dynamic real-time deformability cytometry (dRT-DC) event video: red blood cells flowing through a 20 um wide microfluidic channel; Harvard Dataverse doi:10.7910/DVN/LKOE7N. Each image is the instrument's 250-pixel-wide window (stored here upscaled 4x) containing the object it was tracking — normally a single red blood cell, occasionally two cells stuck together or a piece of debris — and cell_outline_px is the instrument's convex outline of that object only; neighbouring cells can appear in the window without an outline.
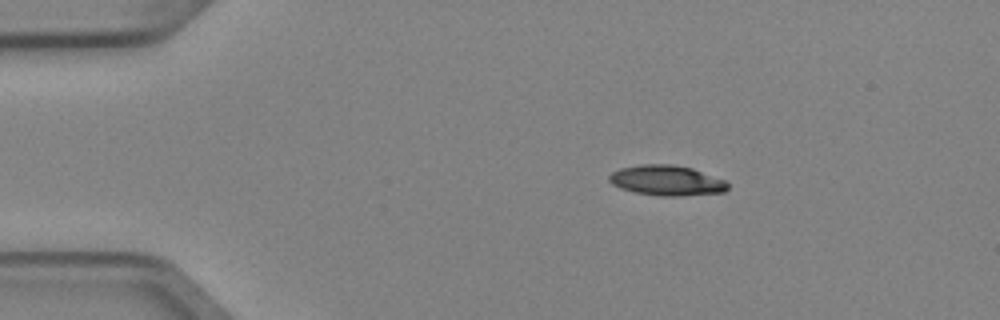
{"species": "Egyptian fruit bat (a non-hibernating species)", "species_latin": "Rousettus aegyptiacus", "temperature_condition": "cold", "stored_images_in_passage": 5, "camera_frame_rate_fps": 3000, "um_per_image_px": 0.085, "animal": {"sex": "female"}, "frame": {"image": 1, "passage_image": 1, "time_ms": 0.0, "image_size_px": [1000, 320], "cell_outline_px": [[728, 188], [724, 192], [680, 196], [660, 196], [636, 192], [620, 188], [612, 184], [608, 180], [608, 176], [612, 172], [620, 168], [640, 164], [672, 164], [692, 168], [724, 180], [728, 184]], "centroid_in_image_um": [56.64, 15.33], "position_along_channel_um": 28.4, "area_um2": 20.87}}
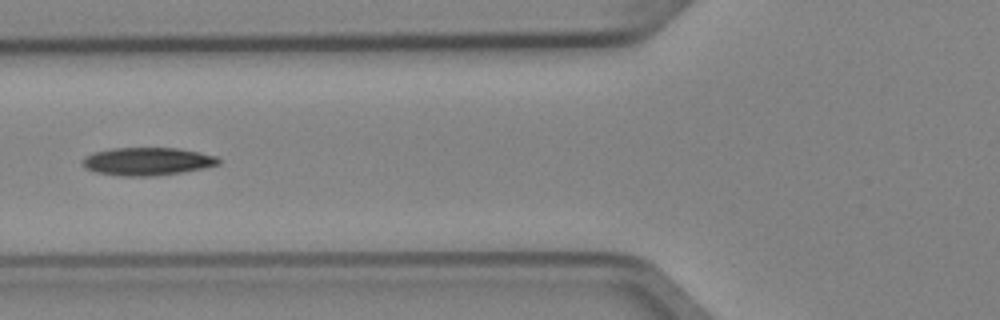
{"frame": {"image": 2, "passage_image": 4, "time_ms": 1.0, "image_size_px": [1000, 320], "cell_outline_px": [[220, 164], [204, 168], [184, 172], [156, 176], [120, 176], [96, 172], [84, 168], [84, 156], [92, 152], [112, 148], [176, 148], [216, 156], [220, 160]], "centroid_in_image_um": [12.51, 13.72], "position_along_channel_um": 113.3, "area_um2": 22.14}}
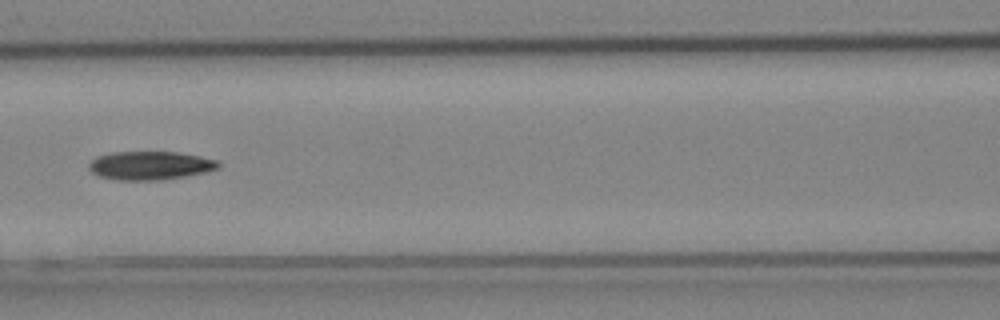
{"frame": {"image": 3, "passage_image": 5, "time_ms": 1.333, "image_size_px": [1000, 320], "cell_outline_px": [[220, 168], [204, 172], [184, 176], [160, 180], [116, 180], [100, 176], [92, 172], [88, 168], [88, 164], [96, 156], [112, 152], [176, 152], [200, 156], [216, 160], [220, 164]], "centroid_in_image_um": [12.74, 14.06], "position_along_channel_um": 153.9, "area_um2": 21.44}}